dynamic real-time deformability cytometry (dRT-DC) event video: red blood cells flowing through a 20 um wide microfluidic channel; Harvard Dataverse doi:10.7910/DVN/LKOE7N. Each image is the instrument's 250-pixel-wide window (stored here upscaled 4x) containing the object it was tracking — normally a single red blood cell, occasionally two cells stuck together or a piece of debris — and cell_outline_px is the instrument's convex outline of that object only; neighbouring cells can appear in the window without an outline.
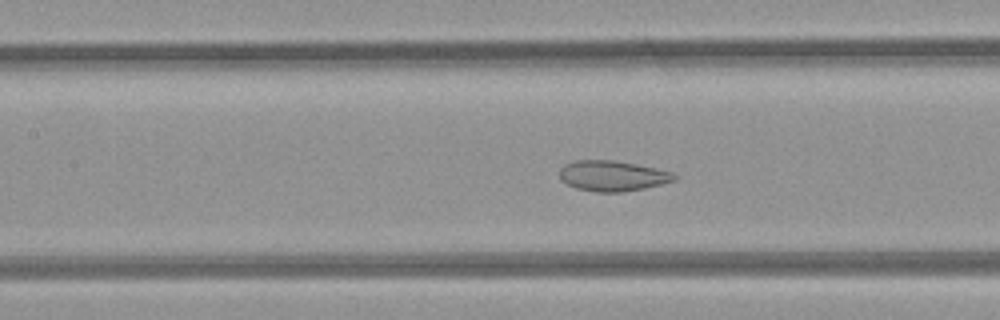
{"species": "common noctule bat (a hibernating species)", "species_latin": "Nyctalus noctula", "temperature_condition": "room temperature", "stored_images_in_passage": 50, "camera_frame_rate_fps": 3000, "um_per_image_px": 0.085, "animal": {"sex": "female", "body_mass_g": 21.9}, "frame": {"image": 1, "passage_image": 22, "time_ms": 7.0, "image_size_px": [1000, 320], "cell_outline_px": [[676, 180], [644, 188], [620, 192], [596, 192], [576, 188], [560, 180], [560, 168], [564, 164], [576, 160], [612, 160], [636, 164], [656, 168], [672, 172], [676, 176]], "centroid_in_image_um": [52.04, 14.94], "position_along_channel_um": 155.4, "area_um2": 20.29}}
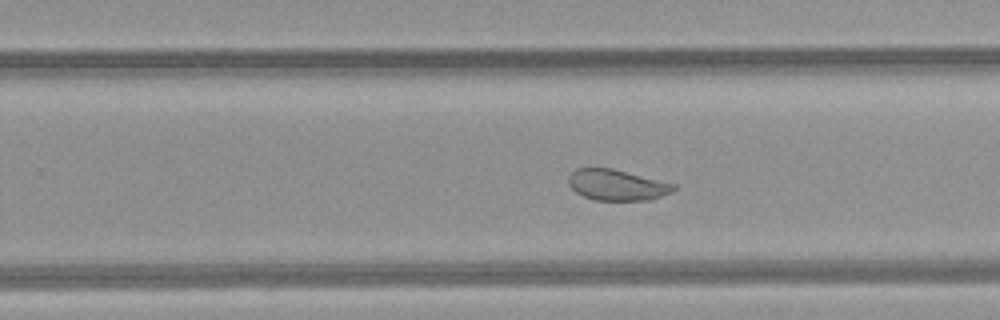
{"frame": {"image": 2, "passage_image": 31, "time_ms": 10.0, "image_size_px": [1000, 320], "cell_outline_px": [[676, 188], [672, 192], [648, 200], [592, 200], [576, 192], [568, 184], [568, 176], [576, 168], [612, 168], [676, 184]], "centroid_in_image_um": [52.42, 15.72], "position_along_channel_um": 277.4, "area_um2": 18.9}}
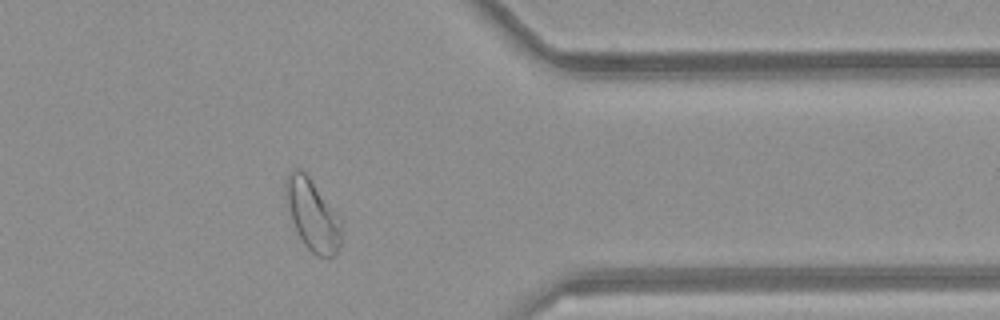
{"frame": {"image": 3, "passage_image": 40, "time_ms": 13.0, "image_size_px": [1000, 320], "cell_outline_px": [[344, 220], [340, 244], [336, 252], [332, 256], [316, 256], [304, 244], [292, 220], [284, 200], [284, 180], [288, 172], [292, 168], [300, 168], [308, 176]], "centroid_in_image_um": [26.56, 18.21], "position_along_channel_um": 384.8, "area_um2": 23.58}, "authors_computed_cell_mechanics": {"area_um2": 25.6343, "velocity_mm_per_s": 4.0848, "shape_relaxation_time_tau1_ms": null, "shape_relaxation_time_tau2_ms": 1.1752, "deformation_change_tau1": null, "deformation_change_tau2": 0.0784}}